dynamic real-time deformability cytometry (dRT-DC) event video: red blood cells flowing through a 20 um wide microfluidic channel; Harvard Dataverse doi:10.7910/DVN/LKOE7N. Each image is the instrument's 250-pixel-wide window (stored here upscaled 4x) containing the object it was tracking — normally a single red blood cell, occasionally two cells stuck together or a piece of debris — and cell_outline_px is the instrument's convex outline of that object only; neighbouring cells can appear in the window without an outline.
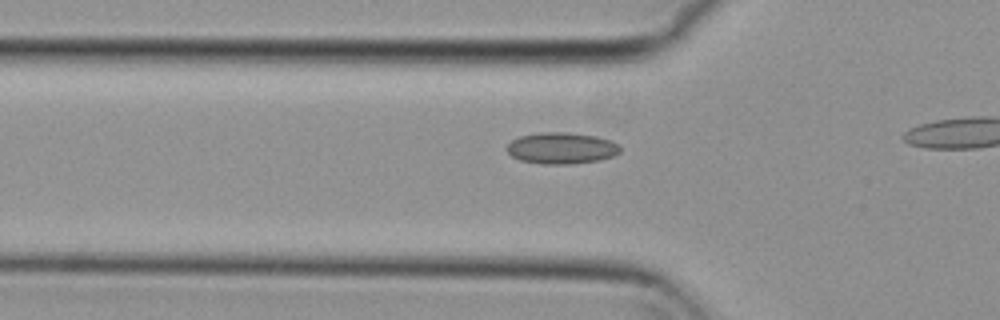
{"species": "common noctule bat (a hibernating species)", "species_latin": "Nyctalus noctula", "temperature_condition": "cold", "stored_images_in_passage": 15, "camera_frame_rate_fps": 3000, "um_per_image_px": 0.085, "animal": {"sex": "female", "body_mass_g": 29.2, "forearm_length_mm": 56.3}, "frame": {"image": 1, "passage_image": 9, "time_ms": 2.667, "image_size_px": [1000, 320], "cell_outline_px": [[620, 152], [612, 156], [600, 160], [572, 164], [544, 164], [520, 160], [512, 156], [504, 148], [512, 140], [520, 136], [540, 132], [568, 132], [596, 136], [612, 140], [620, 144]], "centroid_in_image_um": [47.74, 12.59], "position_along_channel_um": 78.1, "area_um2": 20.92}}
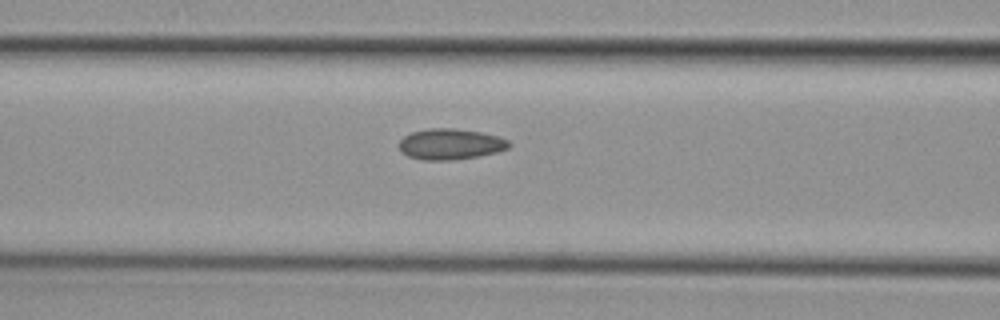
{"frame": {"image": 2, "passage_image": 13, "time_ms": 4.0, "image_size_px": [1000, 320], "cell_outline_px": [[512, 144], [508, 148], [496, 152], [476, 156], [452, 160], [424, 160], [408, 156], [400, 152], [400, 140], [404, 136], [412, 132], [428, 128], [452, 128], [480, 132], [496, 136], [508, 140]], "centroid_in_image_um": [38.26, 12.25], "position_along_channel_um": 128.3, "area_um2": 19.59}}